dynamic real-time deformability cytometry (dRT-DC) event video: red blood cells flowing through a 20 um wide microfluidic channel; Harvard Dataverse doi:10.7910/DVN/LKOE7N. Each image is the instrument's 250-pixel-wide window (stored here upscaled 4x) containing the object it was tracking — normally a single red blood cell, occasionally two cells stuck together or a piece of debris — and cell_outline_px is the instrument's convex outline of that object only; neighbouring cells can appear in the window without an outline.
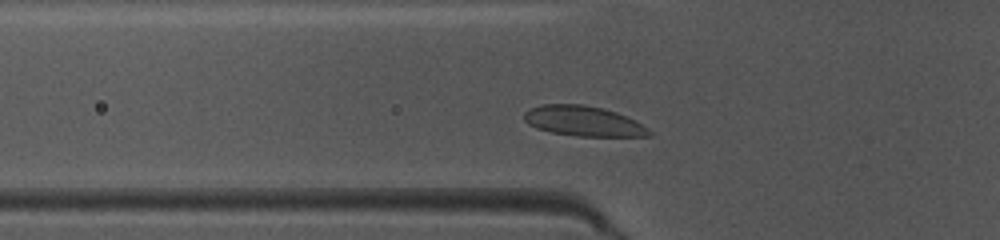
{"species": "common noctule bat (a hibernating species)", "species_latin": "Nyctalus noctula", "temperature_condition": "warm", "stored_images_in_passage": 5, "camera_frame_rate_fps": 3000, "um_per_image_px": 0.085, "animal": {"sex": "female", "body_mass_g": 10.0, "forearm_length_mm": 53.1}, "frame": {"image": 1, "passage_image": 4, "time_ms": 1.0, "image_size_px": [1000, 240], "cell_outline_px": [[652, 136], [576, 136], [552, 132], [536, 128], [528, 124], [524, 120], [524, 112], [532, 108], [544, 104], [584, 104], [604, 108], [616, 112], [648, 128], [652, 132]], "centroid_in_image_um": [49.57, 10.29], "position_along_channel_um": 76.2, "area_um2": 21.79}}